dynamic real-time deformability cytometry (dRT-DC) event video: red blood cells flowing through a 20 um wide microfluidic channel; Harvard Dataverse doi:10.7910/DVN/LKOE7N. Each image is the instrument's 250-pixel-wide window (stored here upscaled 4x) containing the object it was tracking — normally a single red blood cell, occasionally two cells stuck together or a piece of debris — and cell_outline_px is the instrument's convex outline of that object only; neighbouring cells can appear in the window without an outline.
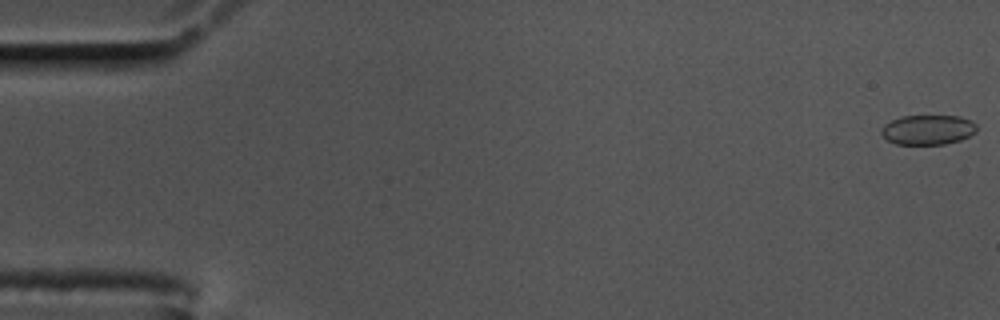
{"species": "common noctule bat (a hibernating species)", "species_latin": "Nyctalus noctula", "temperature_condition": "cold", "stored_images_in_passage": 12, "camera_frame_rate_fps": 3000, "um_per_image_px": 0.085, "animal": {"sex": "male", "body_mass_g": 17.5, "forearm_length_mm": 52.3}, "frame": {"image": 1, "passage_image": 1, "time_ms": 0.0, "image_size_px": [1000, 320], "cell_outline_px": [[976, 132], [960, 140], [944, 144], [896, 144], [888, 140], [880, 132], [884, 124], [900, 116], [960, 116], [972, 120], [976, 124]], "centroid_in_image_um": [78.88, 11.02], "position_along_channel_um": 6.1, "area_um2": 16.53}}